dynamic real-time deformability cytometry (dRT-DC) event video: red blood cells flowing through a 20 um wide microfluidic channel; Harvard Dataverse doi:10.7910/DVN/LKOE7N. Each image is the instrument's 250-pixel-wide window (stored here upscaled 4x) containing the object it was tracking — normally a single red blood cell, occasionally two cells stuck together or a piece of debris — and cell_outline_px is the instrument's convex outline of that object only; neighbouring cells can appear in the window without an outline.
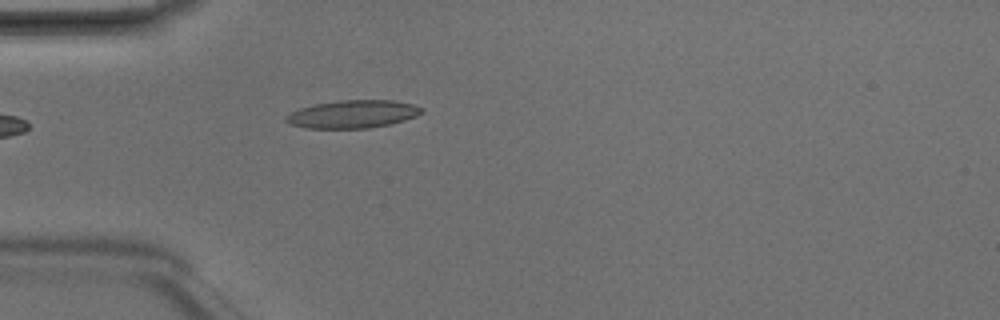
{"species": "Egyptian fruit bat (a non-hibernating species)", "species_latin": "Rousettus aegyptiacus", "temperature_condition": "room temperature", "stored_images_in_passage": 2, "camera_frame_rate_fps": 3000, "um_per_image_px": 0.085, "animal": {"sex": "male"}, "frame": {"image": 1, "passage_image": 2, "time_ms": 0.333, "image_size_px": [1000, 320], "cell_outline_px": [[424, 112], [416, 116], [404, 120], [388, 124], [368, 128], [304, 128], [288, 124], [284, 120], [284, 116], [300, 108], [316, 104], [340, 100], [392, 100], [412, 104], [424, 108]], "centroid_in_image_um": [29.96, 9.7], "position_along_channel_um": 55.0, "area_um2": 22.02}}